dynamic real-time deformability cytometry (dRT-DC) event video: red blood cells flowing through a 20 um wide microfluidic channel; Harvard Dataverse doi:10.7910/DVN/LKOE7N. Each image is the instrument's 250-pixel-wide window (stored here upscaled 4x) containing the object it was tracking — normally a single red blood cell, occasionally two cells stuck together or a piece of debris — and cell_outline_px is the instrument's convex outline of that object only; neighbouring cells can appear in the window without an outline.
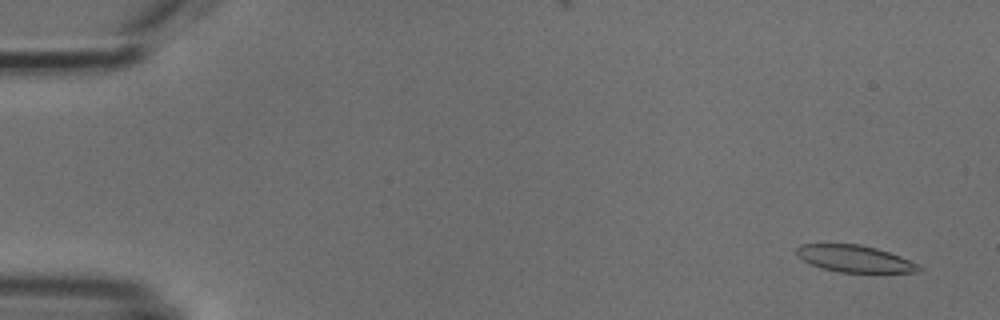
{"species": "common noctule bat (a hibernating species)", "species_latin": "Nyctalus noctula", "temperature_condition": "cold", "stored_images_in_passage": 5, "camera_frame_rate_fps": 3000, "um_per_image_px": 0.085, "animal": {"sex": "male", "body_mass_g": 18.8}, "frame": {"image": 1, "passage_image": 1, "time_ms": 0.0, "image_size_px": [1000, 320], "cell_outline_px": [[924, 268], [920, 272], [840, 272], [820, 268], [804, 260], [796, 252], [796, 248], [800, 244], [860, 244], [876, 248], [900, 256], [920, 264]], "centroid_in_image_um": [72.7, 21.99], "position_along_channel_um": 12.3, "area_um2": 19.07}}
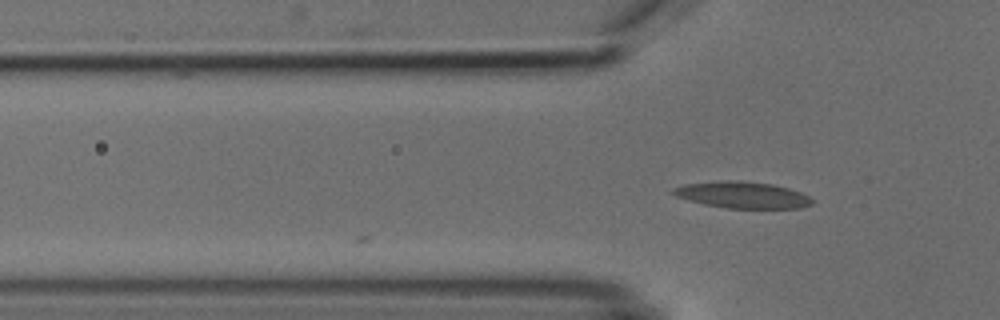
{"frame": {"image": 2, "passage_image": 5, "time_ms": 4.667, "image_size_px": [1000, 320], "cell_outline_px": [[812, 204], [800, 208], [724, 208], [704, 204], [688, 200], [676, 196], [668, 192], [672, 188], [684, 184], [728, 180], [736, 180], [772, 184], [788, 188], [800, 192], [808, 196], [812, 200]], "centroid_in_image_um": [63.05, 16.57], "position_along_channel_um": 62.7, "area_um2": 21.44}}